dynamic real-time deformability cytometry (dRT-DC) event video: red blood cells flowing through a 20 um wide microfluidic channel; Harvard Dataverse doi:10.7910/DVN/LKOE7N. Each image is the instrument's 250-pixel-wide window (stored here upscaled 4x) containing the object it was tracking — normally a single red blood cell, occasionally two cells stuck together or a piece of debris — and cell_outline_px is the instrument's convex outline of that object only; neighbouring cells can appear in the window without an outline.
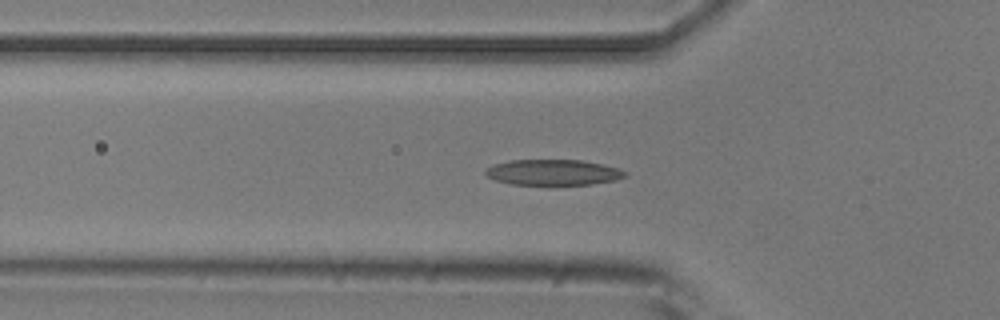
{"species": "common noctule bat (a hibernating species)", "species_latin": "Nyctalus noctula", "temperature_condition": "room temperature", "stored_images_in_passage": 54, "segment_of_instrument_passage": [1, 2], "camera_frame_rate_fps": 3000, "um_per_image_px": 0.085, "animal": {"sex": "male", "body_mass_g": 20.5, "forearm_length_mm": 52.5}, "frame": {"image": 1, "passage_image": 17, "time_ms": 5.333, "image_size_px": [1000, 320], "cell_outline_px": [[628, 176], [616, 180], [592, 184], [512, 184], [496, 180], [488, 176], [484, 172], [488, 168], [496, 164], [508, 160], [580, 160], [620, 168]], "centroid_in_image_um": [47.05, 14.64], "position_along_channel_um": 78.8, "area_um2": 20.58}}
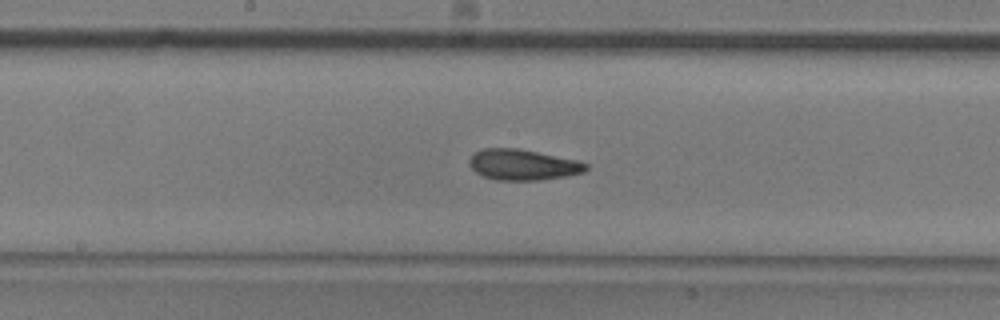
{"frame": {"image": 2, "passage_image": 27, "time_ms": 8.667, "image_size_px": [1000, 320], "cell_outline_px": [[588, 168], [584, 172], [568, 176], [540, 180], [496, 180], [484, 176], [476, 172], [468, 164], [468, 160], [476, 152], [484, 148], [516, 148], [576, 160], [588, 164]], "centroid_in_image_um": [44.44, 14.01], "position_along_channel_um": 203.8, "area_um2": 20.75}}
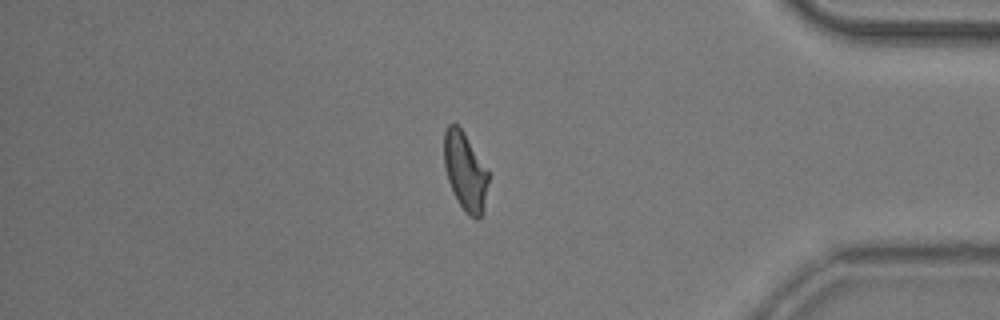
{"frame": {"image": 3, "passage_image": 45, "time_ms": 14.667, "image_size_px": [1000, 320], "cell_outline_px": [[488, 180], [484, 212], [476, 220], [468, 216], [464, 212], [448, 180], [444, 164], [444, 132], [448, 124], [456, 124], [464, 132], [488, 168]], "centroid_in_image_um": [39.56, 14.57], "position_along_channel_um": 395.6, "area_um2": 20.29}}